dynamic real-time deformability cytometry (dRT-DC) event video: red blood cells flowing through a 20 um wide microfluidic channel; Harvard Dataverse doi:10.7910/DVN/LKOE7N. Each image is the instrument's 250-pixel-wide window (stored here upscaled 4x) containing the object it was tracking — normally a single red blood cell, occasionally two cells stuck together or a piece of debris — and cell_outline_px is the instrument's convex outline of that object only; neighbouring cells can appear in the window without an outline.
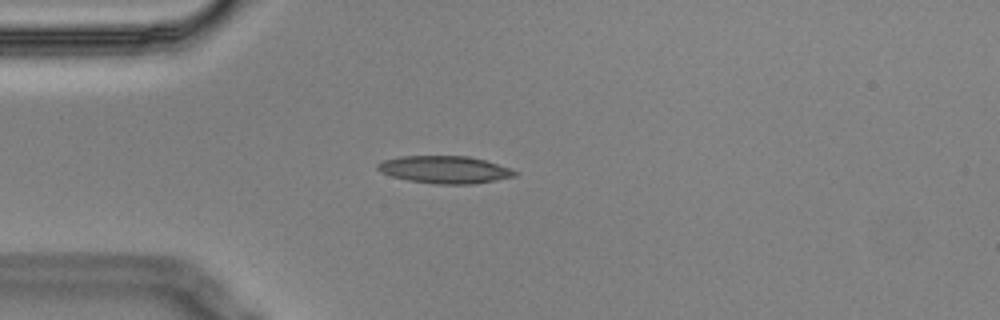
{"species": "Egyptian fruit bat (a non-hibernating species)", "species_latin": "Rousettus aegyptiacus", "temperature_condition": "cold", "stored_images_in_passage": 4, "camera_frame_rate_fps": 3000, "um_per_image_px": 0.085, "animal": {"sex": "male"}, "frame": {"image": 1, "passage_image": 2, "time_ms": 0.333, "image_size_px": [1000, 320], "cell_outline_px": [[520, 172], [516, 176], [496, 180], [472, 184], [436, 184], [408, 180], [392, 176], [380, 172], [376, 168], [376, 164], [384, 160], [400, 156], [468, 156], [484, 160]], "centroid_in_image_um": [37.78, 14.42], "position_along_channel_um": 47.2, "area_um2": 21.85}}
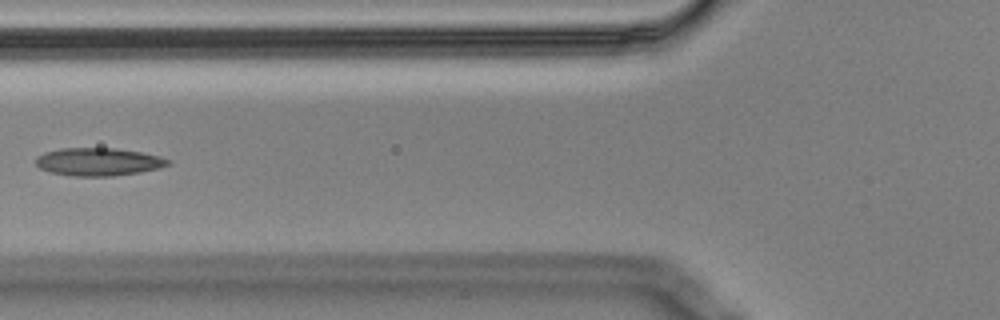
{"frame": {"image": 2, "passage_image": 4, "time_ms": 1.0, "image_size_px": [1000, 320], "cell_outline_px": [[172, 164], [160, 168], [140, 172], [112, 176], [72, 176], [52, 172], [40, 168], [36, 164], [36, 156], [44, 152], [60, 148], [116, 148], [140, 152], [160, 156], [172, 160]], "centroid_in_image_um": [8.4, 13.75], "position_along_channel_um": 117.4, "area_um2": 21.62}}